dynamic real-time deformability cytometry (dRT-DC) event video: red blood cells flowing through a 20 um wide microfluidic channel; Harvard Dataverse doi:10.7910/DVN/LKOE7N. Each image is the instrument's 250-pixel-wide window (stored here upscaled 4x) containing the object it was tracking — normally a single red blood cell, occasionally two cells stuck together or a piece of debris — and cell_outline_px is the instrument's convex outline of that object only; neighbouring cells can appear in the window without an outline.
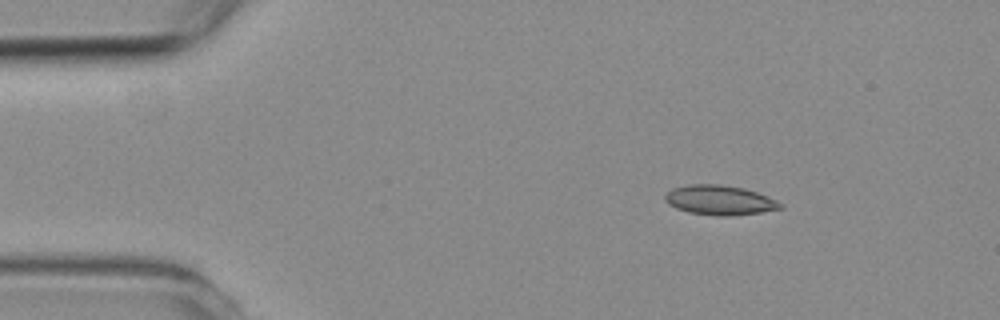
{"species": "common noctule bat (a hibernating species)", "species_latin": "Nyctalus noctula", "temperature_condition": "room temperature", "stored_images_in_passage": 4, "camera_frame_rate_fps": 3000, "um_per_image_px": 0.085, "animal": {"sex": "female", "body_mass_g": 19.3, "forearm_length_mm": 54.1}, "frame": {"image": 1, "passage_image": 2, "time_ms": 1.333, "image_size_px": [1000, 320], "cell_outline_px": [[784, 208], [760, 212], [728, 216], [716, 216], [688, 212], [676, 208], [668, 204], [664, 196], [672, 188], [688, 184], [720, 184], [744, 188], [768, 196], [784, 204]], "centroid_in_image_um": [61.18, 17.01], "position_along_channel_um": 23.8, "area_um2": 20.0}}
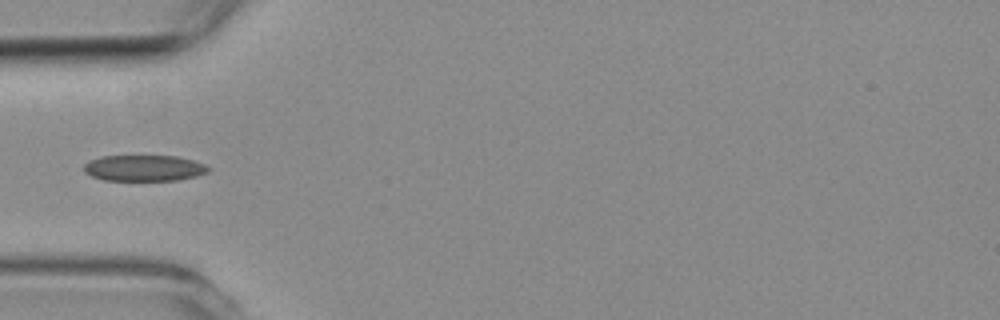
{"frame": {"image": 2, "passage_image": 4, "time_ms": 4.333, "image_size_px": [1000, 320], "cell_outline_px": [[212, 168], [208, 172], [196, 176], [176, 180], [104, 180], [92, 176], [84, 172], [84, 164], [88, 160], [100, 156], [176, 156], [192, 160], [204, 164]], "centroid_in_image_um": [12.23, 14.28], "position_along_channel_um": 72.8, "area_um2": 18.9}}